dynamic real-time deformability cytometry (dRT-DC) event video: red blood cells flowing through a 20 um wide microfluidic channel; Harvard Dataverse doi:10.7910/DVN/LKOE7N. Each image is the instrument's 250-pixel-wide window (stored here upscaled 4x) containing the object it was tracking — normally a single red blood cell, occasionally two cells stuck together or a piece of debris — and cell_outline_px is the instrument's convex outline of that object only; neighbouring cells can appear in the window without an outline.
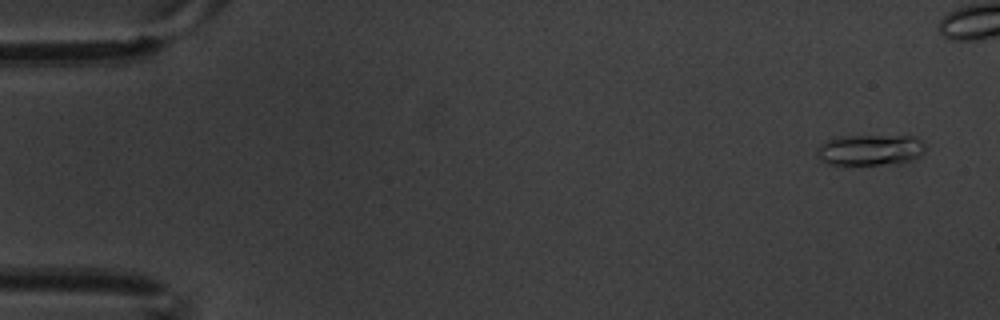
{"species": "common noctule bat (a hibernating species)", "species_latin": "Nyctalus noctula", "temperature_condition": "warm", "stored_images_in_passage": 7, "camera_frame_rate_fps": 3000, "um_per_image_px": 0.085, "animal": {"sex": "male", "body_mass_g": 20.1, "forearm_length_mm": 53.5}, "frame": {"image": 1, "passage_image": 1, "time_ms": 0.0, "image_size_px": [1000, 320], "cell_outline_px": [[928, 148], [920, 156], [912, 160], [900, 164], [840, 168], [824, 164], [816, 156], [816, 148], [820, 144], [828, 140], [840, 136], [916, 136]], "centroid_in_image_um": [73.91, 12.82], "position_along_channel_um": 11.1, "area_um2": 20.98}}